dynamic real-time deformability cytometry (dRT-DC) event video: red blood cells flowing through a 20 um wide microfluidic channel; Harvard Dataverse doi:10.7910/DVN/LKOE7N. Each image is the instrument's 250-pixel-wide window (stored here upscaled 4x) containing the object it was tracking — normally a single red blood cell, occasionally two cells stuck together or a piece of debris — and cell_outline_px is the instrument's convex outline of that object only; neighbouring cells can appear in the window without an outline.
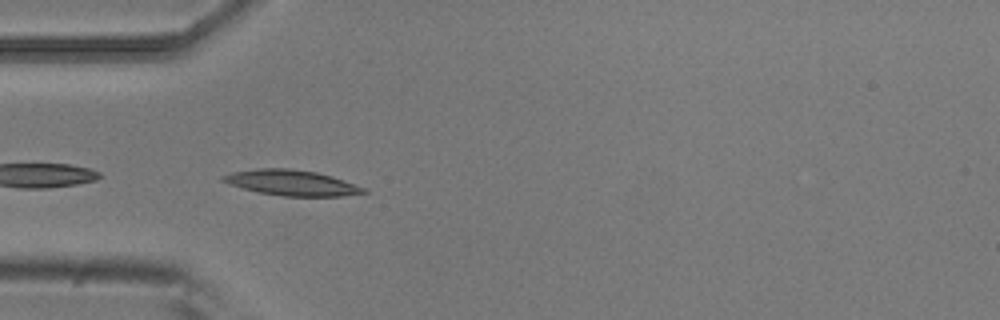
{"species": "common noctule bat (a hibernating species)", "species_latin": "Nyctalus noctula", "temperature_condition": "room temperature", "stored_images_in_passage": 8, "camera_frame_rate_fps": 3000, "um_per_image_px": 0.085, "animal": {"sex": "male", "body_mass_g": 20.5, "forearm_length_mm": 52.5}, "frame": {"image": 1, "passage_image": 5, "time_ms": 1.333, "image_size_px": [1000, 320], "cell_outline_px": [[368, 192], [340, 196], [284, 196], [260, 192], [244, 188], [220, 180], [220, 176], [232, 172], [260, 168], [288, 168], [316, 172], [332, 176], [368, 188]], "centroid_in_image_um": [24.83, 15.53], "position_along_channel_um": 60.2, "area_um2": 20.75}}
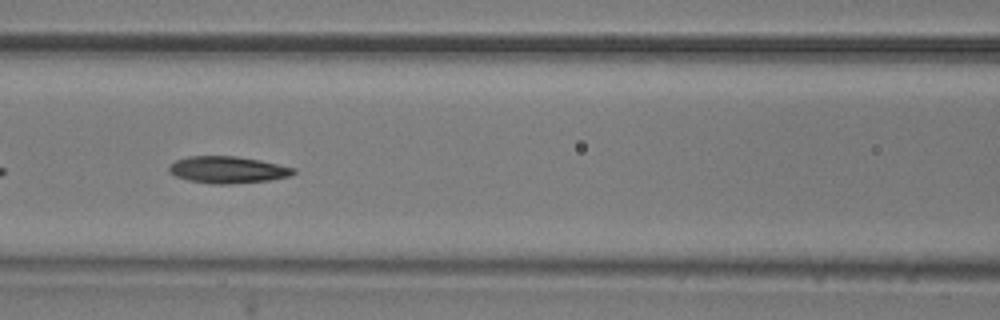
{"frame": {"image": 2, "passage_image": 7, "time_ms": 2.0, "image_size_px": [1000, 320], "cell_outline_px": [[296, 172], [292, 176], [268, 180], [228, 184], [212, 184], [188, 180], [176, 176], [168, 172], [168, 168], [176, 160], [188, 156], [236, 156], [260, 160], [296, 168]], "centroid_in_image_um": [19.37, 14.43], "position_along_channel_um": 147.2, "area_um2": 19.48}}
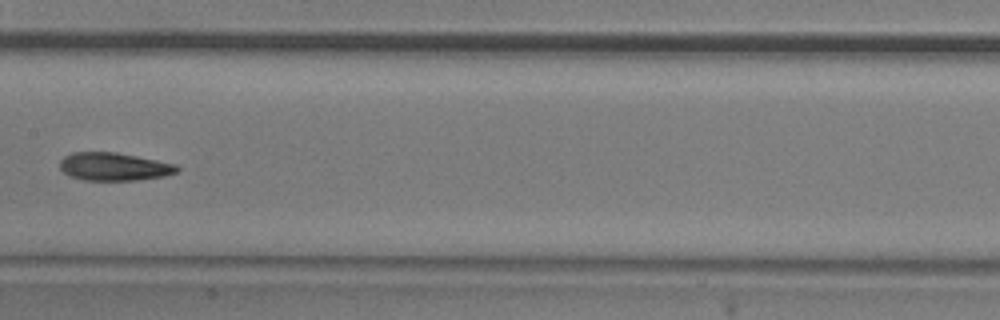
{"frame": {"image": 3, "passage_image": 8, "time_ms": 2.333, "image_size_px": [1000, 320], "cell_outline_px": [[180, 168], [176, 172], [164, 176], [136, 180], [84, 180], [68, 176], [60, 168], [60, 160], [64, 156], [72, 152], [116, 152], [176, 164]], "centroid_in_image_um": [9.66, 14.16], "position_along_channel_um": 197.7, "area_um2": 19.07}}